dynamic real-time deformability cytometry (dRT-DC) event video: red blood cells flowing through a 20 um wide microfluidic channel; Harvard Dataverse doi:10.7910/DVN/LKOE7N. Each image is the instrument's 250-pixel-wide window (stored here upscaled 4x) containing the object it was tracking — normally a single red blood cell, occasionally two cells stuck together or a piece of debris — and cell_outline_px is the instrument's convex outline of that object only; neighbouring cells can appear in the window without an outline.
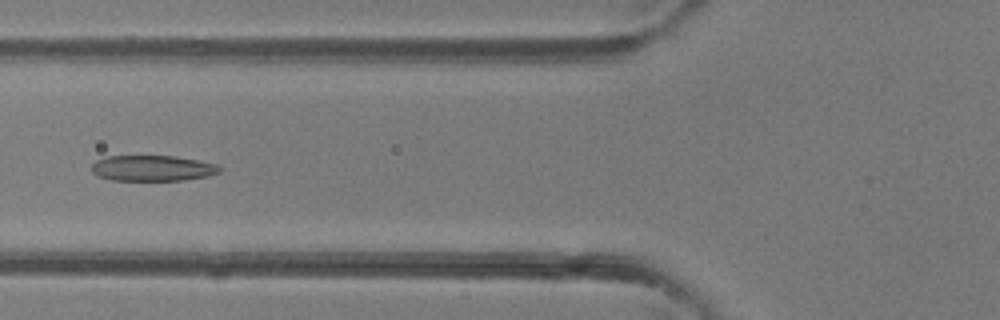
{"species": "common noctule bat (a hibernating species)", "species_latin": "Nyctalus noctula", "temperature_condition": "room temperature", "stored_images_in_passage": 39, "camera_frame_rate_fps": 3000, "um_per_image_px": 0.085, "animal": {"sex": "female"}, "frame": {"image": 1, "passage_image": 10, "time_ms": 3.0, "image_size_px": [1000, 320], "cell_outline_px": [[220, 172], [208, 176], [184, 180], [112, 180], [96, 176], [92, 172], [92, 164], [96, 160], [108, 156], [176, 156], [216, 164], [220, 168]], "centroid_in_image_um": [12.93, 14.3], "position_along_channel_um": 112.9, "area_um2": 19.13}}
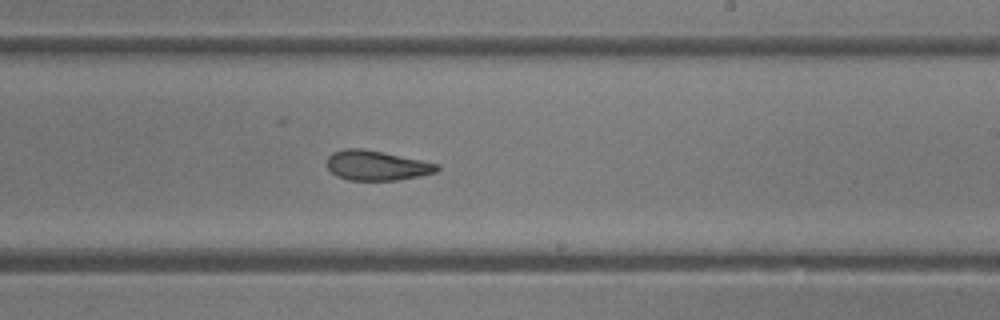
{"frame": {"image": 2, "passage_image": 20, "time_ms": 6.333, "image_size_px": [1000, 320], "cell_outline_px": [[440, 168], [436, 172], [420, 176], [396, 180], [348, 180], [336, 176], [328, 168], [328, 156], [332, 152], [344, 148], [360, 148], [440, 164]], "centroid_in_image_um": [32.0, 14.07], "position_along_channel_um": 257.0, "area_um2": 18.96}}
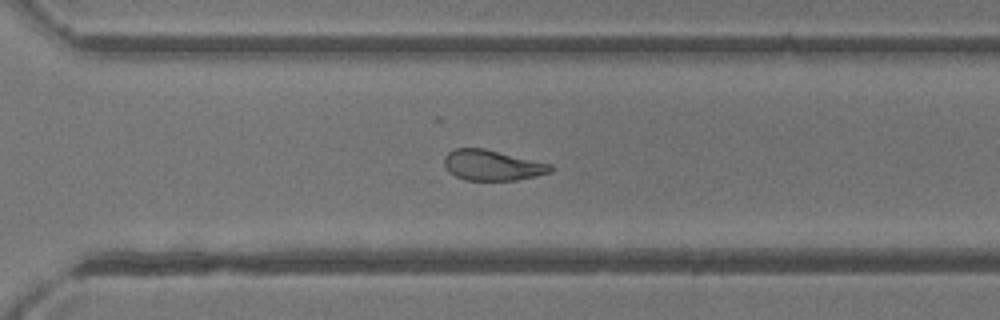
{"frame": {"image": 3, "passage_image": 25, "time_ms": 8.0, "image_size_px": [1000, 320], "cell_outline_px": [[556, 168], [552, 172], [536, 176], [516, 180], [464, 180], [448, 172], [444, 164], [444, 156], [448, 152], [456, 148], [484, 148], [552, 164]], "centroid_in_image_um": [41.86, 14.05], "position_along_channel_um": 328.7, "area_um2": 19.07}, "authors_computed_cell_mechanics": {"area_um2": 20.2878, "velocity_mm_per_s": 4.3198, "shape_relaxation_time_tau1_ms": 6.7286, "shape_relaxation_time_tau2_ms": 2.173, "deformation_change_tau1": 0.1867, "deformation_change_tau2": 0.0986}}